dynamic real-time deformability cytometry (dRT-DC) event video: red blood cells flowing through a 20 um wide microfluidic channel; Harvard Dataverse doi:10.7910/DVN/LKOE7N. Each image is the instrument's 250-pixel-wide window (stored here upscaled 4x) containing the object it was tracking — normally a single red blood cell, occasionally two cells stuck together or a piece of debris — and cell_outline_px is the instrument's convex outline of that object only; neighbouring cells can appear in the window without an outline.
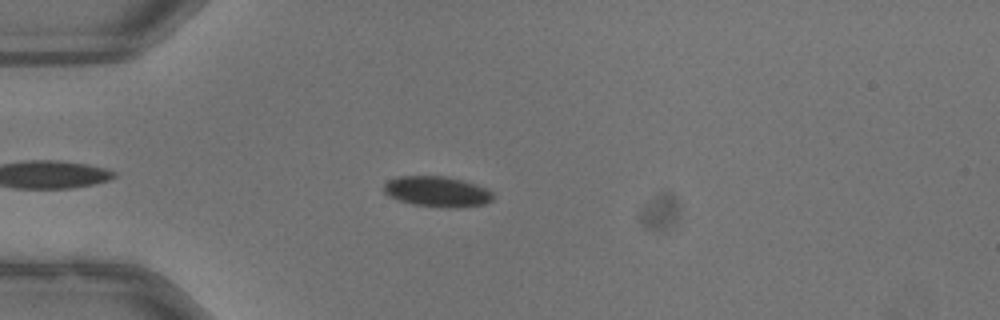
{"species": "common noctule bat (a hibernating species)", "species_latin": "Nyctalus noctula", "temperature_condition": "warm", "stored_images_in_passage": 45, "camera_frame_rate_fps": 3000, "um_per_image_px": 0.085, "animal": {"sex": "male", "body_mass_g": 13.3}, "frame": {"image": 1, "passage_image": 7, "time_ms": 2.0, "image_size_px": [1000, 320], "cell_outline_px": [[492, 200], [484, 204], [456, 208], [448, 208], [412, 204], [388, 196], [384, 192], [384, 184], [388, 180], [400, 176], [448, 176], [476, 184], [492, 192]], "centroid_in_image_um": [37.14, 16.28], "position_along_channel_um": 47.9, "area_um2": 19.36}}
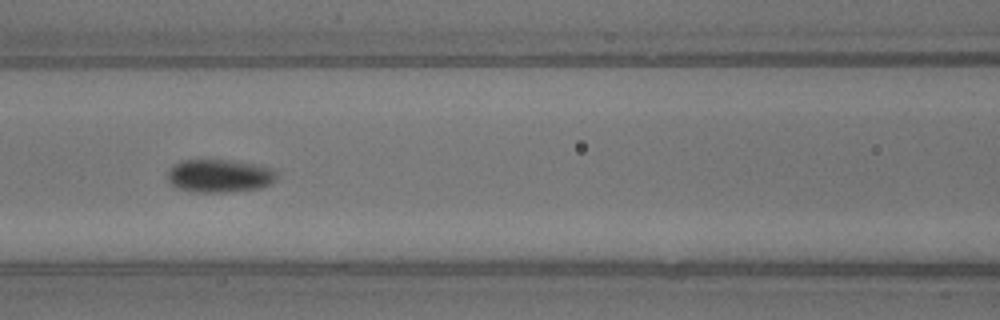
{"frame": {"image": 2, "passage_image": 16, "time_ms": 5.0, "image_size_px": [1000, 320], "cell_outline_px": [[276, 176], [272, 184], [260, 188], [228, 192], [192, 192], [172, 188], [168, 184], [168, 168], [172, 164], [180, 160], [228, 160], [256, 164], [268, 168], [276, 172]], "centroid_in_image_um": [18.56, 14.96], "position_along_channel_um": 148.0, "area_um2": 21.39}}
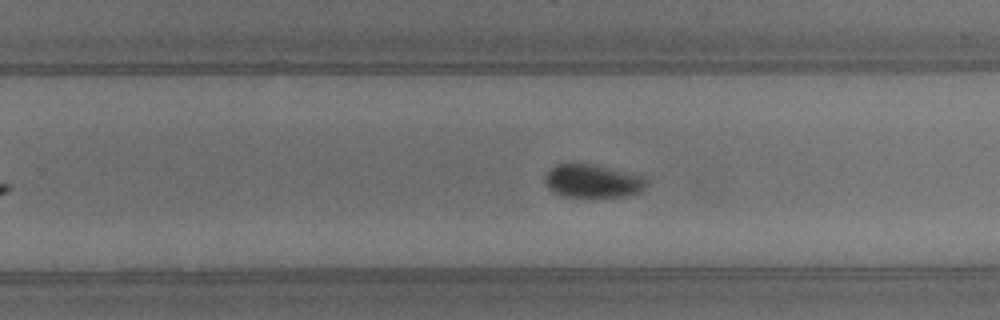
{"frame": {"image": 3, "passage_image": 26, "time_ms": 8.333, "image_size_px": [1000, 320], "cell_outline_px": [[648, 184], [640, 192], [624, 196], [592, 200], [560, 196], [552, 192], [544, 184], [544, 176], [556, 164], [572, 160], [596, 164], [644, 176], [648, 180]], "centroid_in_image_um": [50.33, 15.4], "position_along_channel_um": 279.5, "area_um2": 21.27}, "authors_computed_cell_mechanics": {"area_um2": 19.5942, "velocity_mm_per_s": 3.9583, "shape_relaxation_time_tau1_ms": 3.9475, "shape_relaxation_time_tau2_ms": 2.2945, "deformation_change_tau1": 0.0895, "deformation_change_tau2": 0.0299}}